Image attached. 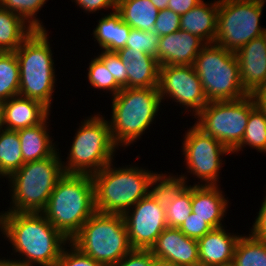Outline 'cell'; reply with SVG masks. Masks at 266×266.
Segmentation results:
<instances>
[{
  "label": "cell",
  "instance_id": "c3c4849f",
  "mask_svg": "<svg viewBox=\"0 0 266 266\" xmlns=\"http://www.w3.org/2000/svg\"><path fill=\"white\" fill-rule=\"evenodd\" d=\"M0 266H15V265H12V264H9V263H6V262H3L2 264H0Z\"/></svg>",
  "mask_w": 266,
  "mask_h": 266
},
{
  "label": "cell",
  "instance_id": "4dcf8cb0",
  "mask_svg": "<svg viewBox=\"0 0 266 266\" xmlns=\"http://www.w3.org/2000/svg\"><path fill=\"white\" fill-rule=\"evenodd\" d=\"M20 71L15 52H0V100L19 95Z\"/></svg>",
  "mask_w": 266,
  "mask_h": 266
},
{
  "label": "cell",
  "instance_id": "7bdbcfd3",
  "mask_svg": "<svg viewBox=\"0 0 266 266\" xmlns=\"http://www.w3.org/2000/svg\"><path fill=\"white\" fill-rule=\"evenodd\" d=\"M203 0H170L168 3V9L173 10L175 13L182 15L188 12L190 9L196 7Z\"/></svg>",
  "mask_w": 266,
  "mask_h": 266
},
{
  "label": "cell",
  "instance_id": "ffe728a7",
  "mask_svg": "<svg viewBox=\"0 0 266 266\" xmlns=\"http://www.w3.org/2000/svg\"><path fill=\"white\" fill-rule=\"evenodd\" d=\"M51 111L41 102L23 96L4 101V129L18 131L42 123Z\"/></svg>",
  "mask_w": 266,
  "mask_h": 266
},
{
  "label": "cell",
  "instance_id": "d590c367",
  "mask_svg": "<svg viewBox=\"0 0 266 266\" xmlns=\"http://www.w3.org/2000/svg\"><path fill=\"white\" fill-rule=\"evenodd\" d=\"M97 57L104 63L105 67L111 72L116 83L121 88H127V66L120 59L116 52L99 50Z\"/></svg>",
  "mask_w": 266,
  "mask_h": 266
},
{
  "label": "cell",
  "instance_id": "cb8c5ba5",
  "mask_svg": "<svg viewBox=\"0 0 266 266\" xmlns=\"http://www.w3.org/2000/svg\"><path fill=\"white\" fill-rule=\"evenodd\" d=\"M96 22L91 35L99 50L117 52L125 47L131 27L123 21L116 10L102 14Z\"/></svg>",
  "mask_w": 266,
  "mask_h": 266
},
{
  "label": "cell",
  "instance_id": "8992f818",
  "mask_svg": "<svg viewBox=\"0 0 266 266\" xmlns=\"http://www.w3.org/2000/svg\"><path fill=\"white\" fill-rule=\"evenodd\" d=\"M60 150V151H59ZM61 149L39 161L24 163L6 180L10 203L1 212H42L63 171Z\"/></svg>",
  "mask_w": 266,
  "mask_h": 266
},
{
  "label": "cell",
  "instance_id": "7402d4cb",
  "mask_svg": "<svg viewBox=\"0 0 266 266\" xmlns=\"http://www.w3.org/2000/svg\"><path fill=\"white\" fill-rule=\"evenodd\" d=\"M49 115L42 123L18 130L23 161H39L51 157L58 150V141L51 135ZM50 127V128H49ZM51 135V136H50Z\"/></svg>",
  "mask_w": 266,
  "mask_h": 266
},
{
  "label": "cell",
  "instance_id": "f546056e",
  "mask_svg": "<svg viewBox=\"0 0 266 266\" xmlns=\"http://www.w3.org/2000/svg\"><path fill=\"white\" fill-rule=\"evenodd\" d=\"M248 146L266 154V116L257 107L250 112L242 141L232 154H239Z\"/></svg>",
  "mask_w": 266,
  "mask_h": 266
},
{
  "label": "cell",
  "instance_id": "7dc6e473",
  "mask_svg": "<svg viewBox=\"0 0 266 266\" xmlns=\"http://www.w3.org/2000/svg\"><path fill=\"white\" fill-rule=\"evenodd\" d=\"M4 129V100H0V130Z\"/></svg>",
  "mask_w": 266,
  "mask_h": 266
},
{
  "label": "cell",
  "instance_id": "44dd1931",
  "mask_svg": "<svg viewBox=\"0 0 266 266\" xmlns=\"http://www.w3.org/2000/svg\"><path fill=\"white\" fill-rule=\"evenodd\" d=\"M116 53L127 66V88H157L160 65L155 57L128 47Z\"/></svg>",
  "mask_w": 266,
  "mask_h": 266
},
{
  "label": "cell",
  "instance_id": "5bb4252c",
  "mask_svg": "<svg viewBox=\"0 0 266 266\" xmlns=\"http://www.w3.org/2000/svg\"><path fill=\"white\" fill-rule=\"evenodd\" d=\"M132 249L150 250L167 228L166 213L150 194L123 214Z\"/></svg>",
  "mask_w": 266,
  "mask_h": 266
},
{
  "label": "cell",
  "instance_id": "ba28073f",
  "mask_svg": "<svg viewBox=\"0 0 266 266\" xmlns=\"http://www.w3.org/2000/svg\"><path fill=\"white\" fill-rule=\"evenodd\" d=\"M70 242L103 266H114L132 250L123 215L97 211Z\"/></svg>",
  "mask_w": 266,
  "mask_h": 266
},
{
  "label": "cell",
  "instance_id": "3957f363",
  "mask_svg": "<svg viewBox=\"0 0 266 266\" xmlns=\"http://www.w3.org/2000/svg\"><path fill=\"white\" fill-rule=\"evenodd\" d=\"M110 101L111 136L115 145L123 150L148 133L164 107L158 88H122Z\"/></svg>",
  "mask_w": 266,
  "mask_h": 266
},
{
  "label": "cell",
  "instance_id": "83f0119b",
  "mask_svg": "<svg viewBox=\"0 0 266 266\" xmlns=\"http://www.w3.org/2000/svg\"><path fill=\"white\" fill-rule=\"evenodd\" d=\"M24 163L18 132L0 130V179L5 182Z\"/></svg>",
  "mask_w": 266,
  "mask_h": 266
},
{
  "label": "cell",
  "instance_id": "60d3db41",
  "mask_svg": "<svg viewBox=\"0 0 266 266\" xmlns=\"http://www.w3.org/2000/svg\"><path fill=\"white\" fill-rule=\"evenodd\" d=\"M72 2H74V4L77 5V7L79 6V8H81L85 14H95L97 11V13H99L100 11V15L105 14L101 11L106 12V10L113 12L116 10L117 7V0H71Z\"/></svg>",
  "mask_w": 266,
  "mask_h": 266
},
{
  "label": "cell",
  "instance_id": "9c48e42d",
  "mask_svg": "<svg viewBox=\"0 0 266 266\" xmlns=\"http://www.w3.org/2000/svg\"><path fill=\"white\" fill-rule=\"evenodd\" d=\"M193 67L208 102L239 100L249 95L242 87L236 53L216 43H207Z\"/></svg>",
  "mask_w": 266,
  "mask_h": 266
},
{
  "label": "cell",
  "instance_id": "4fadbf2b",
  "mask_svg": "<svg viewBox=\"0 0 266 266\" xmlns=\"http://www.w3.org/2000/svg\"><path fill=\"white\" fill-rule=\"evenodd\" d=\"M157 88L161 102H176L175 106L182 109L181 115L185 112L193 118L208 103L193 65L160 66Z\"/></svg>",
  "mask_w": 266,
  "mask_h": 266
},
{
  "label": "cell",
  "instance_id": "8fae6325",
  "mask_svg": "<svg viewBox=\"0 0 266 266\" xmlns=\"http://www.w3.org/2000/svg\"><path fill=\"white\" fill-rule=\"evenodd\" d=\"M266 0H219L216 44L236 53L252 39L266 33L261 17Z\"/></svg>",
  "mask_w": 266,
  "mask_h": 266
},
{
  "label": "cell",
  "instance_id": "f35d334b",
  "mask_svg": "<svg viewBox=\"0 0 266 266\" xmlns=\"http://www.w3.org/2000/svg\"><path fill=\"white\" fill-rule=\"evenodd\" d=\"M178 229L187 237L199 240L213 228L205 220L191 213Z\"/></svg>",
  "mask_w": 266,
  "mask_h": 266
},
{
  "label": "cell",
  "instance_id": "4316f807",
  "mask_svg": "<svg viewBox=\"0 0 266 266\" xmlns=\"http://www.w3.org/2000/svg\"><path fill=\"white\" fill-rule=\"evenodd\" d=\"M156 172L150 181L149 194L164 210L188 186L186 179L180 173Z\"/></svg>",
  "mask_w": 266,
  "mask_h": 266
},
{
  "label": "cell",
  "instance_id": "bcb514c9",
  "mask_svg": "<svg viewBox=\"0 0 266 266\" xmlns=\"http://www.w3.org/2000/svg\"><path fill=\"white\" fill-rule=\"evenodd\" d=\"M152 266H178L177 264L171 263L170 261H166L159 258H154Z\"/></svg>",
  "mask_w": 266,
  "mask_h": 266
},
{
  "label": "cell",
  "instance_id": "f6af8a7d",
  "mask_svg": "<svg viewBox=\"0 0 266 266\" xmlns=\"http://www.w3.org/2000/svg\"><path fill=\"white\" fill-rule=\"evenodd\" d=\"M151 3L159 10L168 8L170 0H150Z\"/></svg>",
  "mask_w": 266,
  "mask_h": 266
},
{
  "label": "cell",
  "instance_id": "836d02e7",
  "mask_svg": "<svg viewBox=\"0 0 266 266\" xmlns=\"http://www.w3.org/2000/svg\"><path fill=\"white\" fill-rule=\"evenodd\" d=\"M166 224L179 228L192 213V185H188L165 209Z\"/></svg>",
  "mask_w": 266,
  "mask_h": 266
},
{
  "label": "cell",
  "instance_id": "277c9868",
  "mask_svg": "<svg viewBox=\"0 0 266 266\" xmlns=\"http://www.w3.org/2000/svg\"><path fill=\"white\" fill-rule=\"evenodd\" d=\"M49 38L48 29H35L15 55L20 71L19 95L41 102L52 112L58 78Z\"/></svg>",
  "mask_w": 266,
  "mask_h": 266
},
{
  "label": "cell",
  "instance_id": "603a6c76",
  "mask_svg": "<svg viewBox=\"0 0 266 266\" xmlns=\"http://www.w3.org/2000/svg\"><path fill=\"white\" fill-rule=\"evenodd\" d=\"M219 0L202 1L180 15V29L200 37L206 44L214 43L217 33Z\"/></svg>",
  "mask_w": 266,
  "mask_h": 266
},
{
  "label": "cell",
  "instance_id": "f1b7e54d",
  "mask_svg": "<svg viewBox=\"0 0 266 266\" xmlns=\"http://www.w3.org/2000/svg\"><path fill=\"white\" fill-rule=\"evenodd\" d=\"M231 266H266V241L242 234L238 239Z\"/></svg>",
  "mask_w": 266,
  "mask_h": 266
},
{
  "label": "cell",
  "instance_id": "b9f144b4",
  "mask_svg": "<svg viewBox=\"0 0 266 266\" xmlns=\"http://www.w3.org/2000/svg\"><path fill=\"white\" fill-rule=\"evenodd\" d=\"M264 195L259 211L256 213L257 216L254 218L251 229L249 228V233L259 240L266 241V194Z\"/></svg>",
  "mask_w": 266,
  "mask_h": 266
},
{
  "label": "cell",
  "instance_id": "7a4b0ae2",
  "mask_svg": "<svg viewBox=\"0 0 266 266\" xmlns=\"http://www.w3.org/2000/svg\"><path fill=\"white\" fill-rule=\"evenodd\" d=\"M95 212L92 175L65 173L41 213L70 241Z\"/></svg>",
  "mask_w": 266,
  "mask_h": 266
},
{
  "label": "cell",
  "instance_id": "1f68e13d",
  "mask_svg": "<svg viewBox=\"0 0 266 266\" xmlns=\"http://www.w3.org/2000/svg\"><path fill=\"white\" fill-rule=\"evenodd\" d=\"M87 67V79L92 89L100 90L109 93V96L114 97L122 88L116 83L111 72L105 67L104 63L96 56L91 57Z\"/></svg>",
  "mask_w": 266,
  "mask_h": 266
},
{
  "label": "cell",
  "instance_id": "2e32d148",
  "mask_svg": "<svg viewBox=\"0 0 266 266\" xmlns=\"http://www.w3.org/2000/svg\"><path fill=\"white\" fill-rule=\"evenodd\" d=\"M206 43L184 30L160 37L156 60L162 65H193Z\"/></svg>",
  "mask_w": 266,
  "mask_h": 266
},
{
  "label": "cell",
  "instance_id": "681fc988",
  "mask_svg": "<svg viewBox=\"0 0 266 266\" xmlns=\"http://www.w3.org/2000/svg\"><path fill=\"white\" fill-rule=\"evenodd\" d=\"M4 262V256L2 257V255L0 256V264H2Z\"/></svg>",
  "mask_w": 266,
  "mask_h": 266
},
{
  "label": "cell",
  "instance_id": "ee69618b",
  "mask_svg": "<svg viewBox=\"0 0 266 266\" xmlns=\"http://www.w3.org/2000/svg\"><path fill=\"white\" fill-rule=\"evenodd\" d=\"M256 107L266 116V85L256 89L252 94Z\"/></svg>",
  "mask_w": 266,
  "mask_h": 266
},
{
  "label": "cell",
  "instance_id": "7c38bea8",
  "mask_svg": "<svg viewBox=\"0 0 266 266\" xmlns=\"http://www.w3.org/2000/svg\"><path fill=\"white\" fill-rule=\"evenodd\" d=\"M255 107L251 95L233 101H212L193 119L200 129L219 140L232 153L240 145L250 112Z\"/></svg>",
  "mask_w": 266,
  "mask_h": 266
},
{
  "label": "cell",
  "instance_id": "d6a6232c",
  "mask_svg": "<svg viewBox=\"0 0 266 266\" xmlns=\"http://www.w3.org/2000/svg\"><path fill=\"white\" fill-rule=\"evenodd\" d=\"M48 0H0V6L22 17L34 29H46L37 15Z\"/></svg>",
  "mask_w": 266,
  "mask_h": 266
},
{
  "label": "cell",
  "instance_id": "ab89813d",
  "mask_svg": "<svg viewBox=\"0 0 266 266\" xmlns=\"http://www.w3.org/2000/svg\"><path fill=\"white\" fill-rule=\"evenodd\" d=\"M154 258L150 250L132 249L114 266H152Z\"/></svg>",
  "mask_w": 266,
  "mask_h": 266
},
{
  "label": "cell",
  "instance_id": "e575fe53",
  "mask_svg": "<svg viewBox=\"0 0 266 266\" xmlns=\"http://www.w3.org/2000/svg\"><path fill=\"white\" fill-rule=\"evenodd\" d=\"M160 36L153 31L131 28L125 47L128 51L143 52L156 58Z\"/></svg>",
  "mask_w": 266,
  "mask_h": 266
},
{
  "label": "cell",
  "instance_id": "74e56055",
  "mask_svg": "<svg viewBox=\"0 0 266 266\" xmlns=\"http://www.w3.org/2000/svg\"><path fill=\"white\" fill-rule=\"evenodd\" d=\"M180 29V15L171 9H162L157 15L153 32L160 37L176 32Z\"/></svg>",
  "mask_w": 266,
  "mask_h": 266
},
{
  "label": "cell",
  "instance_id": "d4e9b609",
  "mask_svg": "<svg viewBox=\"0 0 266 266\" xmlns=\"http://www.w3.org/2000/svg\"><path fill=\"white\" fill-rule=\"evenodd\" d=\"M116 11L131 28L153 31L159 9L150 0H117Z\"/></svg>",
  "mask_w": 266,
  "mask_h": 266
},
{
  "label": "cell",
  "instance_id": "8d00e7d4",
  "mask_svg": "<svg viewBox=\"0 0 266 266\" xmlns=\"http://www.w3.org/2000/svg\"><path fill=\"white\" fill-rule=\"evenodd\" d=\"M69 247V248H67ZM55 266H103L88 255L83 254L71 242L63 249Z\"/></svg>",
  "mask_w": 266,
  "mask_h": 266
},
{
  "label": "cell",
  "instance_id": "5b68a950",
  "mask_svg": "<svg viewBox=\"0 0 266 266\" xmlns=\"http://www.w3.org/2000/svg\"><path fill=\"white\" fill-rule=\"evenodd\" d=\"M112 161L92 175L97 212L123 215L149 194L150 181L157 172L131 163L116 167Z\"/></svg>",
  "mask_w": 266,
  "mask_h": 266
},
{
  "label": "cell",
  "instance_id": "e0dca14e",
  "mask_svg": "<svg viewBox=\"0 0 266 266\" xmlns=\"http://www.w3.org/2000/svg\"><path fill=\"white\" fill-rule=\"evenodd\" d=\"M243 89L251 95L266 85V33L252 39L236 52Z\"/></svg>",
  "mask_w": 266,
  "mask_h": 266
},
{
  "label": "cell",
  "instance_id": "52a82bcc",
  "mask_svg": "<svg viewBox=\"0 0 266 266\" xmlns=\"http://www.w3.org/2000/svg\"><path fill=\"white\" fill-rule=\"evenodd\" d=\"M80 123L68 147L67 158L62 160L63 171L93 175L115 161L117 150H122L115 145L108 117L101 111L85 116Z\"/></svg>",
  "mask_w": 266,
  "mask_h": 266
},
{
  "label": "cell",
  "instance_id": "9a60e30c",
  "mask_svg": "<svg viewBox=\"0 0 266 266\" xmlns=\"http://www.w3.org/2000/svg\"><path fill=\"white\" fill-rule=\"evenodd\" d=\"M150 251L156 258L178 266H200L198 240L187 237L178 228H165Z\"/></svg>",
  "mask_w": 266,
  "mask_h": 266
},
{
  "label": "cell",
  "instance_id": "6da1fadb",
  "mask_svg": "<svg viewBox=\"0 0 266 266\" xmlns=\"http://www.w3.org/2000/svg\"><path fill=\"white\" fill-rule=\"evenodd\" d=\"M0 232L12 247L4 262L15 266H55L70 242L41 212H1Z\"/></svg>",
  "mask_w": 266,
  "mask_h": 266
},
{
  "label": "cell",
  "instance_id": "d6986e66",
  "mask_svg": "<svg viewBox=\"0 0 266 266\" xmlns=\"http://www.w3.org/2000/svg\"><path fill=\"white\" fill-rule=\"evenodd\" d=\"M220 186L192 185V213L205 220L213 229L226 226L224 220L231 204Z\"/></svg>",
  "mask_w": 266,
  "mask_h": 266
},
{
  "label": "cell",
  "instance_id": "484cf974",
  "mask_svg": "<svg viewBox=\"0 0 266 266\" xmlns=\"http://www.w3.org/2000/svg\"><path fill=\"white\" fill-rule=\"evenodd\" d=\"M34 30L22 17L0 6V52H15Z\"/></svg>",
  "mask_w": 266,
  "mask_h": 266
},
{
  "label": "cell",
  "instance_id": "ac0fdd59",
  "mask_svg": "<svg viewBox=\"0 0 266 266\" xmlns=\"http://www.w3.org/2000/svg\"><path fill=\"white\" fill-rule=\"evenodd\" d=\"M229 231L227 226L214 228L198 240L200 266L232 265L235 247L242 234Z\"/></svg>",
  "mask_w": 266,
  "mask_h": 266
},
{
  "label": "cell",
  "instance_id": "30bf717a",
  "mask_svg": "<svg viewBox=\"0 0 266 266\" xmlns=\"http://www.w3.org/2000/svg\"><path fill=\"white\" fill-rule=\"evenodd\" d=\"M182 138L181 154L184 157L182 159L187 173L182 172L181 176L187 183L190 181L189 175L190 177L193 175L195 178L193 180H198L188 185H221L220 175L222 174L220 173L226 164L224 157L232 153L219 140L206 134L195 123L187 128Z\"/></svg>",
  "mask_w": 266,
  "mask_h": 266
}]
</instances>
